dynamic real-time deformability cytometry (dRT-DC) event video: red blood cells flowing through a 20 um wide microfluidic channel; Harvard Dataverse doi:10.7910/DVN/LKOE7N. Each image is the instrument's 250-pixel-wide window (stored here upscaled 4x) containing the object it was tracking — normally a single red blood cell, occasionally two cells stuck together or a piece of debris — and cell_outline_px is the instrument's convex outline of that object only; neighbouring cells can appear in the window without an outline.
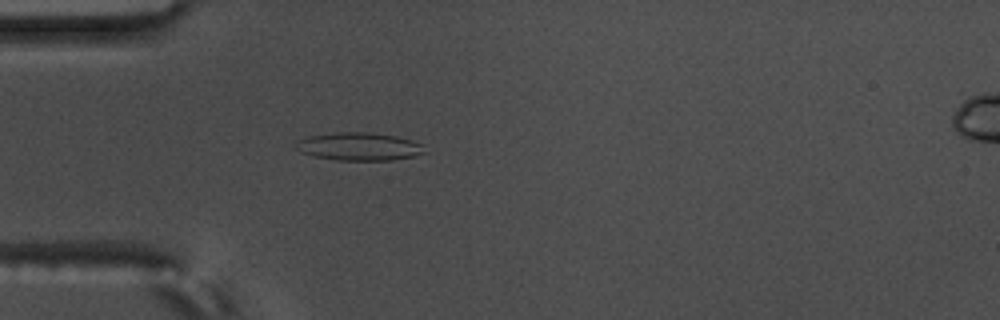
{"species": "common noctule bat (a hibernating species)", "species_latin": "Nyctalus noctula", "temperature_condition": "warm", "stored_images_in_passage": 56, "camera_frame_rate_fps": 3000, "um_per_image_px": 0.085, "animal": {"sex": "male", "body_mass_g": 17.5, "forearm_length_mm": 52.3}, "frame": {"image": 1, "passage_image": 17, "time_ms": 5.333, "image_size_px": [1000, 320], "cell_outline_px": [[428, 152], [416, 156], [392, 160], [336, 160], [316, 156], [300, 152], [292, 144], [300, 140], [312, 136], [336, 132], [364, 132], [396, 136], [412, 140], [420, 144]], "centroid_in_image_um": [30.55, 12.46], "position_along_channel_um": 54.5, "area_um2": 20.87}}
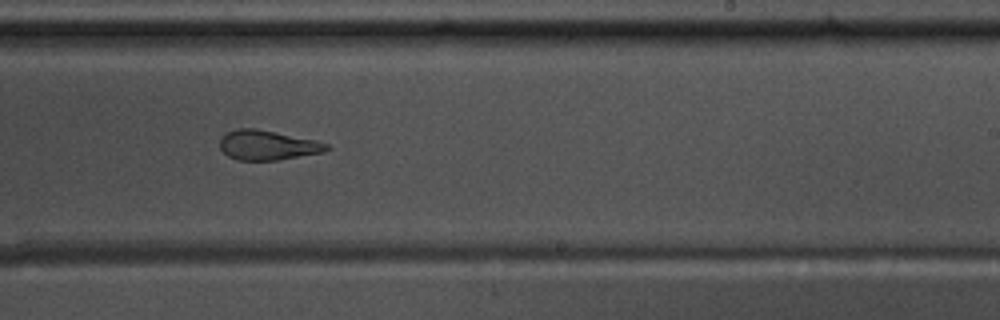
{"frame": {"image": 2, "passage_image": 35, "time_ms": 11.333, "image_size_px": [1000, 320], "cell_outline_px": [[332, 148], [320, 152], [280, 160], [236, 160], [228, 156], [220, 148], [220, 136], [224, 132], [236, 128], [256, 128], [316, 140], [328, 144]], "centroid_in_image_um": [22.69, 12.32], "position_along_channel_um": 266.3, "area_um2": 18.61}}
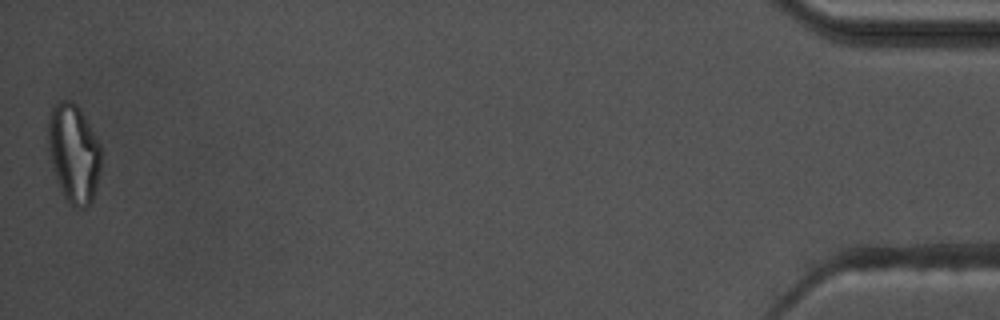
{"frame": {"image": 3, "passage_image": 56, "time_ms": 18.333, "image_size_px": [1000, 320], "cell_outline_px": [[100, 172], [92, 200], [84, 208], [76, 208], [68, 204], [64, 196], [56, 176], [48, 148], [48, 116], [52, 104], [60, 100], [72, 100], [80, 108], [100, 144]], "centroid_in_image_um": [6.26, 12.98], "position_along_channel_um": 428.9, "area_um2": 30.4}, "authors_computed_cell_mechanics": {"area_um2": 20.9525, "velocity_mm_per_s": 3.6606, "shape_relaxation_time_tau1_ms": 8.1759, "shape_relaxation_time_tau2_ms": 2.6043, "deformation_change_tau1": 0.2377, "deformation_change_tau2": 0.1083}}